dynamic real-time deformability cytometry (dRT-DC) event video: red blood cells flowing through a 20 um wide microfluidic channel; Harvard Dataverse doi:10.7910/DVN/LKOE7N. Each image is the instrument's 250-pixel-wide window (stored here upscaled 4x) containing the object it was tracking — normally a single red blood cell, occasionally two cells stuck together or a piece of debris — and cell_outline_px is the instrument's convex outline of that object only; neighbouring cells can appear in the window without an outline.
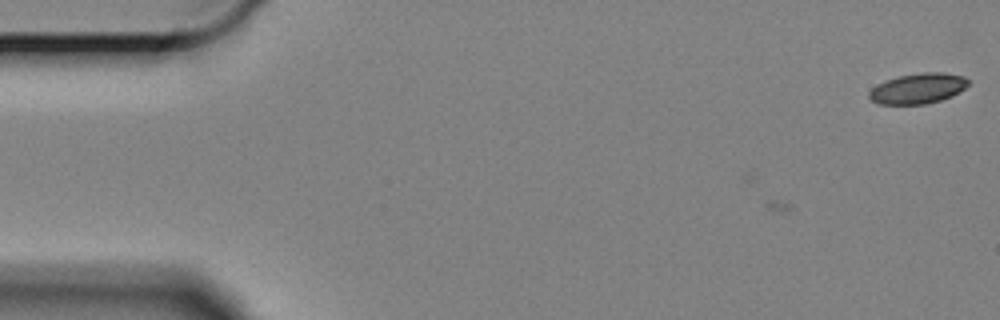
{"species": "Egyptian fruit bat (a non-hibernating species)", "species_latin": "Rousettus aegyptiacus", "temperature_condition": "cold", "stored_images_in_passage": 6, "camera_frame_rate_fps": 3000, "um_per_image_px": 0.085, "animal": {"sex": "female"}, "frame": {"image": 1, "passage_image": 6, "time_ms": 1.667, "image_size_px": [1000, 320], "cell_outline_px": [[968, 84], [964, 88], [952, 96], [940, 100], [924, 104], [876, 104], [868, 96], [868, 92], [876, 84], [884, 80], [900, 76], [924, 72], [944, 72], [964, 76], [968, 80]], "centroid_in_image_um": [77.99, 7.51], "position_along_channel_um": 7.0, "area_um2": 17.57}}